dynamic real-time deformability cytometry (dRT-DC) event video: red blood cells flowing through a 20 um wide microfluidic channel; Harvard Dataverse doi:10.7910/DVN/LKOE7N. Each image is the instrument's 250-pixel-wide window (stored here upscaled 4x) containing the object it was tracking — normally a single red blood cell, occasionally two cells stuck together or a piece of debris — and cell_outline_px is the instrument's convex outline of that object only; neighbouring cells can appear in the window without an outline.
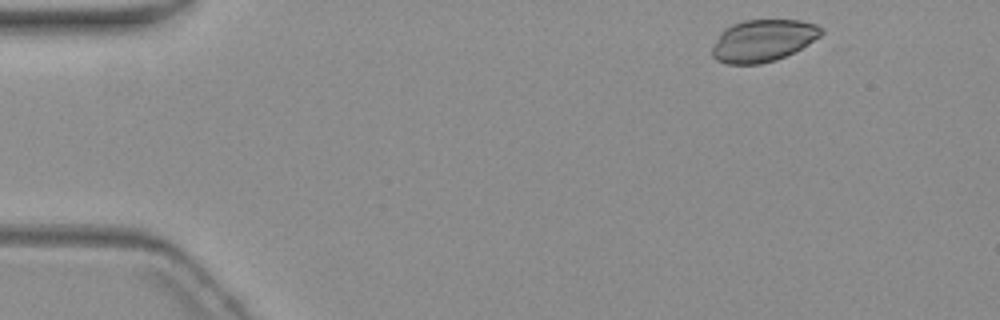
{"species": "common noctule bat (a hibernating species)", "species_latin": "Nyctalus noctula", "temperature_condition": "warm", "stored_images_in_passage": 4, "camera_frame_rate_fps": 3000, "um_per_image_px": 0.085, "animal": {"sex": "female", "body_mass_g": 19.3, "forearm_length_mm": 54.1}, "frame": {"image": 1, "passage_image": 1, "time_ms": 0.0, "image_size_px": [1000, 320], "cell_outline_px": [[824, 32], [820, 36], [808, 44], [776, 60], [760, 64], [728, 64], [716, 60], [712, 56], [712, 48], [720, 32], [724, 28], [732, 24], [744, 20], [800, 20], [816, 24], [824, 28]], "centroid_in_image_um": [64.84, 3.44], "position_along_channel_um": 20.2, "area_um2": 26.76}}